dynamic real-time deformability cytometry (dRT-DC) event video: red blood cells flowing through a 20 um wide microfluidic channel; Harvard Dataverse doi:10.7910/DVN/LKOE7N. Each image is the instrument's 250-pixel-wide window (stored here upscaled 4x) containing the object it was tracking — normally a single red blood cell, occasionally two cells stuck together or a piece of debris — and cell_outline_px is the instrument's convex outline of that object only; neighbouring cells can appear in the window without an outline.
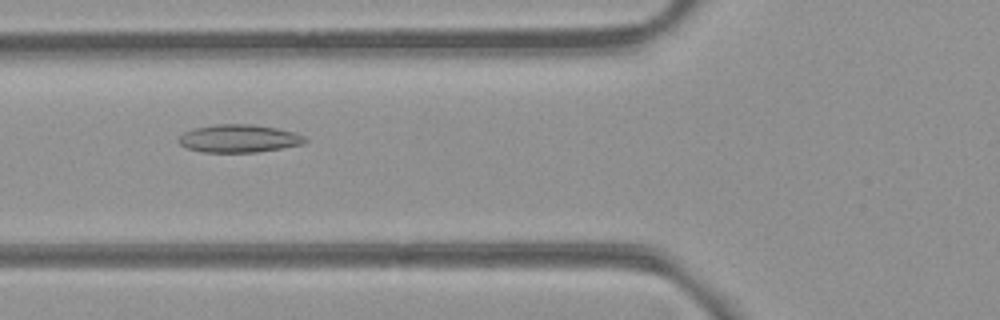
{"species": "common noctule bat (a hibernating species)", "species_latin": "Nyctalus noctula", "temperature_condition": "room temperature", "stored_images_in_passage": 52, "camera_frame_rate_fps": 3000, "um_per_image_px": 0.085, "animal": {"sex": "female", "body_mass_g": 21.9}, "frame": {"image": 1, "passage_image": 18, "time_ms": 5.667, "image_size_px": [1000, 320], "cell_outline_px": [[308, 140], [304, 144], [256, 152], [200, 152], [188, 148], [180, 144], [176, 140], [184, 132], [192, 128], [216, 124], [252, 124], [276, 128], [296, 132], [304, 136]], "centroid_in_image_um": [20.3, 11.77], "position_along_channel_um": 105.5, "area_um2": 20.63}}
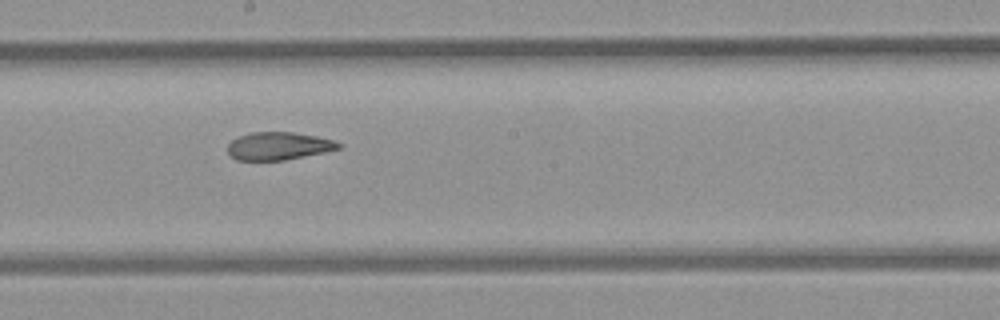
{"frame": {"image": 2, "passage_image": 27, "time_ms": 8.667, "image_size_px": [1000, 320], "cell_outline_px": [[344, 144], [340, 148], [324, 152], [284, 160], [236, 160], [228, 152], [228, 144], [232, 140], [240, 136], [252, 132], [292, 132], [316, 136], [332, 140]], "centroid_in_image_um": [23.68, 12.41], "position_along_channel_um": 224.5, "area_um2": 17.8}}
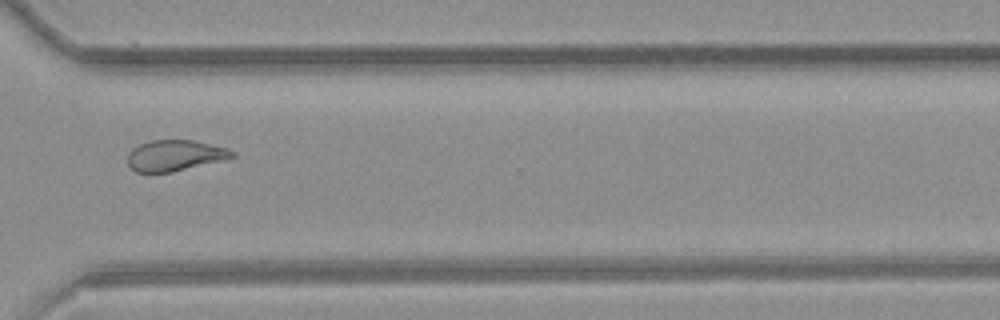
{"frame": {"image": 3, "passage_image": 37, "time_ms": 12.0, "image_size_px": [1000, 320], "cell_outline_px": [[236, 156], [172, 172], [136, 172], [128, 164], [128, 152], [132, 148], [140, 144], [152, 140], [192, 140], [228, 148], [236, 152]], "centroid_in_image_um": [14.85, 13.2], "position_along_channel_um": 355.7, "area_um2": 18.61}}